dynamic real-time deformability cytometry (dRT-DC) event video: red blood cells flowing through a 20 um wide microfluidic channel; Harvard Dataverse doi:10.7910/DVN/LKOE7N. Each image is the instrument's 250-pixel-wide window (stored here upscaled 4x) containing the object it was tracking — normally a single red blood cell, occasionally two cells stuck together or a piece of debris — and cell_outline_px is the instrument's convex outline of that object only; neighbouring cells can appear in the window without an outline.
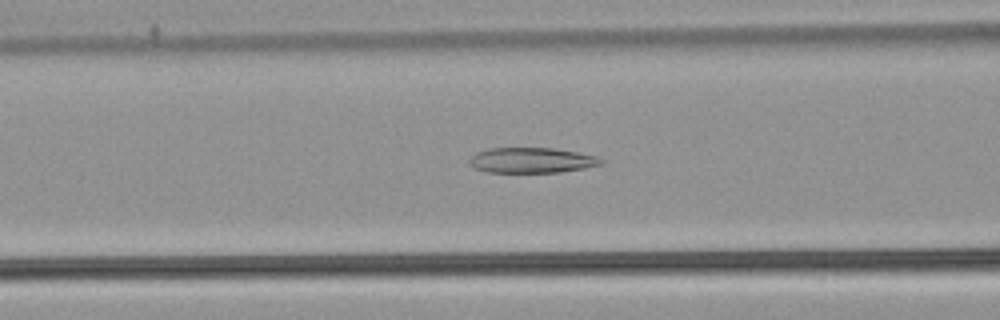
{"species": "common noctule bat (a hibernating species)", "species_latin": "Nyctalus noctula", "temperature_condition": "warm", "stored_images_in_passage": 49, "camera_frame_rate_fps": 3000, "um_per_image_px": 0.085, "animal": {"sex": "male", "body_mass_g": 21.5, "forearm_length_mm": 52.0}, "frame": {"image": 1, "passage_image": 18, "time_ms": 5.667, "image_size_px": [1000, 320], "cell_outline_px": [[604, 164], [584, 168], [560, 172], [488, 172], [472, 168], [468, 164], [468, 160], [476, 152], [488, 148], [552, 148], [576, 152], [596, 156], [604, 160]], "centroid_in_image_um": [45.16, 13.62], "position_along_channel_um": 121.4, "area_um2": 19.54}}
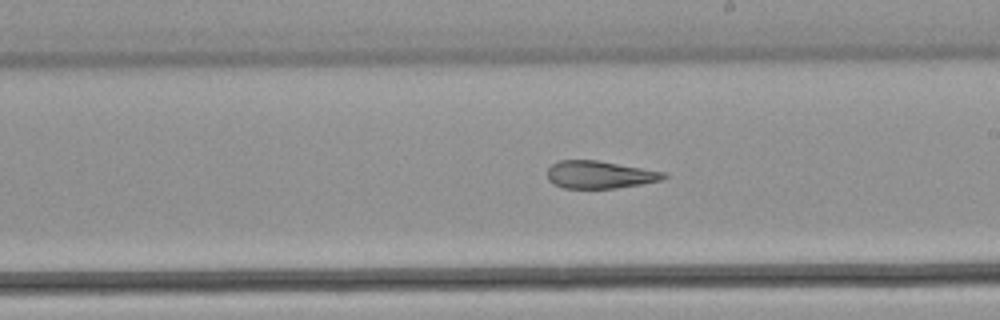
{"frame": {"image": 2, "passage_image": 27, "time_ms": 8.667, "image_size_px": [1000, 320], "cell_outline_px": [[668, 176], [660, 180], [640, 184], [616, 188], [564, 188], [552, 184], [548, 180], [548, 168], [552, 164], [560, 160], [596, 160], [664, 172]], "centroid_in_image_um": [50.92, 14.85], "position_along_channel_um": 238.1, "area_um2": 18.5}}
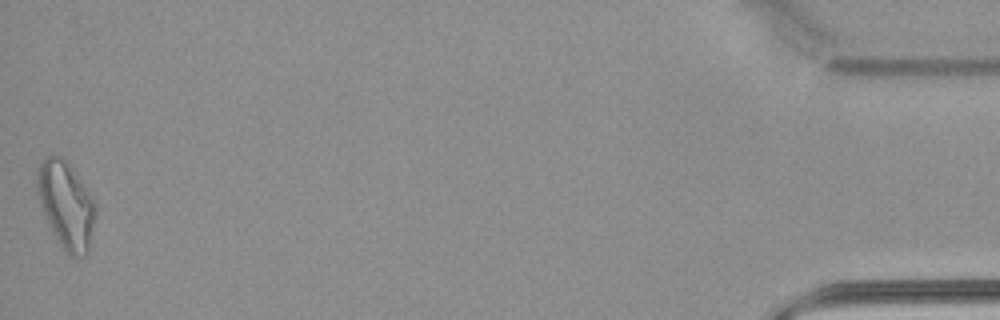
{"frame": {"image": 3, "passage_image": 49, "time_ms": 16.0, "image_size_px": [1000, 320], "cell_outline_px": [[96, 212], [88, 252], [84, 256], [68, 256], [60, 248], [44, 216], [36, 196], [36, 172], [40, 164], [48, 156], [60, 156], [72, 168], [96, 200]], "centroid_in_image_um": [5.6, 17.46], "position_along_channel_um": 429.6, "area_um2": 30.06}, "authors_computed_cell_mechanics": {"area_um2": 22.0796, "velocity_mm_per_s": 3.8959, "shape_relaxation_time_tau1_ms": null, "shape_relaxation_time_tau2_ms": 2.9409, "deformation_change_tau1": null, "deformation_change_tau2": 0.1231}}